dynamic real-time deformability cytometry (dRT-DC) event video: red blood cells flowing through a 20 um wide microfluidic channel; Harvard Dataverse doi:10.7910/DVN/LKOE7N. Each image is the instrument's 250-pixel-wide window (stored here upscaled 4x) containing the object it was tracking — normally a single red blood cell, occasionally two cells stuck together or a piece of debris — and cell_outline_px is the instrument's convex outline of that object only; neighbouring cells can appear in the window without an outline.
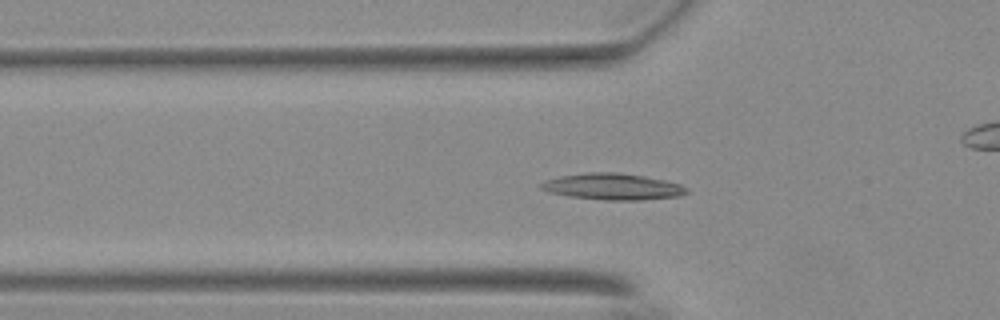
{"species": "Egyptian fruit bat (a non-hibernating species)", "species_latin": "Rousettus aegyptiacus", "temperature_condition": "warm", "stored_images_in_passage": 58, "camera_frame_rate_fps": 3000, "um_per_image_px": 0.085, "animal": {"sex": "female"}, "frame": {"image": 1, "passage_image": 20, "time_ms": 6.333, "image_size_px": [1000, 320], "cell_outline_px": [[688, 192], [680, 196], [644, 200], [604, 200], [568, 196], [548, 192], [540, 188], [540, 184], [548, 180], [560, 176], [588, 172], [616, 172], [644, 176], [664, 180], [680, 184], [688, 188]], "centroid_in_image_um": [52.1, 15.87], "position_along_channel_um": 73.7, "area_um2": 22.37}}
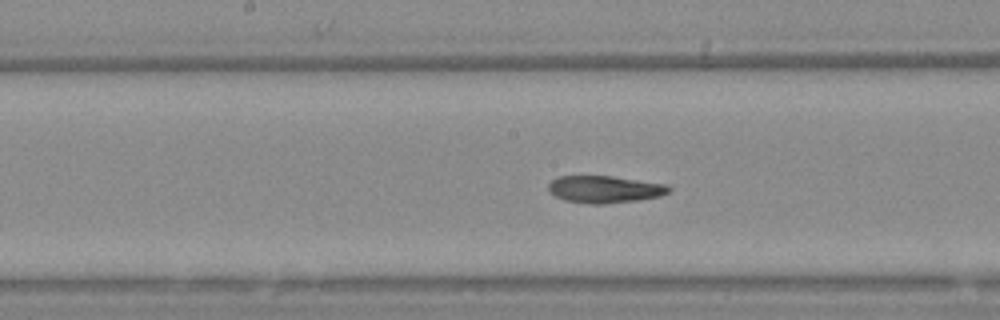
{"frame": {"image": 2, "passage_image": 30, "time_ms": 9.667, "image_size_px": [1000, 320], "cell_outline_px": [[672, 188], [668, 192], [660, 196], [640, 200], [604, 204], [588, 204], [564, 200], [556, 196], [548, 188], [548, 184], [552, 180], [560, 176], [612, 176], [664, 184]], "centroid_in_image_um": [51.4, 16.1], "position_along_channel_um": 196.8, "area_um2": 18.96}}
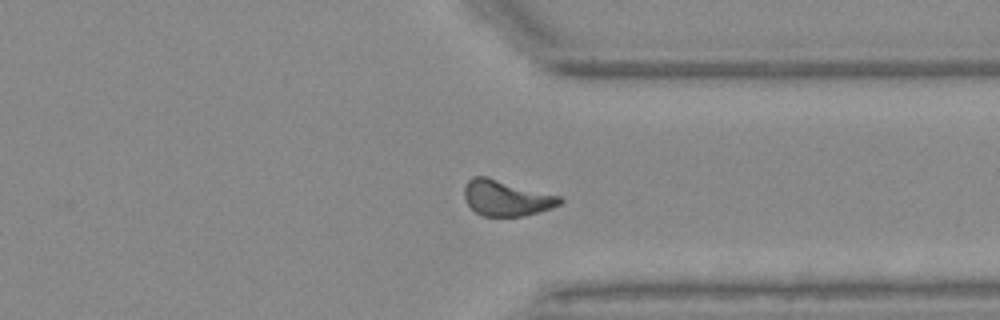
{"frame": {"image": 3, "passage_image": 44, "time_ms": 14.333, "image_size_px": [1000, 320], "cell_outline_px": [[564, 200], [560, 204], [552, 208], [540, 212], [524, 216], [484, 216], [476, 212], [468, 204], [464, 196], [464, 188], [468, 180], [472, 176], [488, 176], [560, 196]], "centroid_in_image_um": [43.05, 16.82], "position_along_channel_um": 368.4, "area_um2": 20.0}}